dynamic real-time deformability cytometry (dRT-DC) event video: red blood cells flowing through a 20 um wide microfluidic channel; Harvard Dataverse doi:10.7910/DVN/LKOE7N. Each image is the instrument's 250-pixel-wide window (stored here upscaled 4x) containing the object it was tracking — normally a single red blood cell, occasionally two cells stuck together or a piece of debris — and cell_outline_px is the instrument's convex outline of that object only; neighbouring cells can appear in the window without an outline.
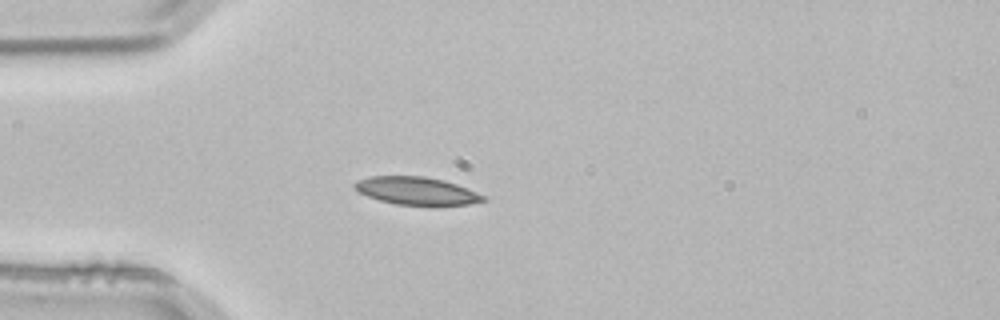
{"species": "common noctule bat (a hibernating species)", "species_latin": "Nyctalus noctula", "temperature_condition": "room temperature", "stored_images_in_passage": 3, "camera_frame_rate_fps": 3000, "um_per_image_px": 0.085, "animal": {"sex": "male", "body_mass_g": 21.5, "forearm_length_mm": 52.0}, "frame": {"image": 1, "passage_image": 3, "time_ms": 0.667, "image_size_px": [1000, 320], "cell_outline_px": [[484, 200], [468, 204], [436, 208], [432, 208], [396, 204], [380, 200], [368, 196], [360, 192], [352, 184], [356, 180], [368, 176], [424, 176], [444, 180], [456, 184], [476, 192], [484, 196]], "centroid_in_image_um": [35.41, 16.26], "position_along_channel_um": 49.6, "area_um2": 21.39}}